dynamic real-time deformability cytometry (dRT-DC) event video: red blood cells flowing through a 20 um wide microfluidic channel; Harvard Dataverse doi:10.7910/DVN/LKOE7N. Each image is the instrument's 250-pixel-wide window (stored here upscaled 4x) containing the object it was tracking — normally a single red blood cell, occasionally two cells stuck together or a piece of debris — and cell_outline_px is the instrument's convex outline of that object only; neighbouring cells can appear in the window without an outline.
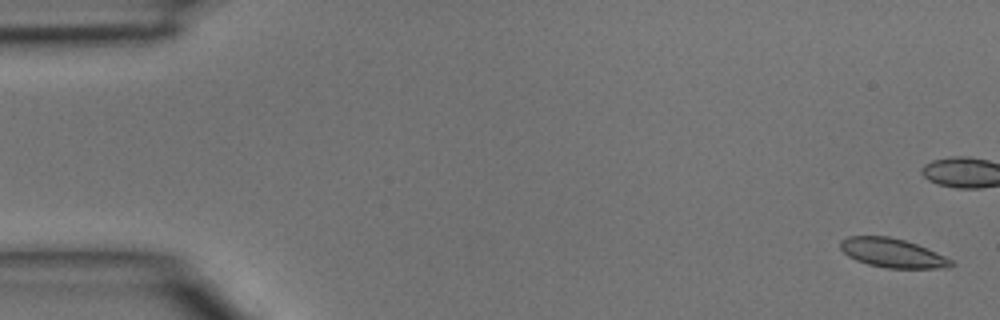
{"species": "common noctule bat (a hibernating species)", "species_latin": "Nyctalus noctula", "temperature_condition": "room temperature", "stored_images_in_passage": 6, "camera_frame_rate_fps": 3000, "um_per_image_px": 0.085, "animal": {"sex": "male", "body_mass_g": 15.6}, "frame": {"image": 1, "passage_image": 1, "time_ms": 0.0, "image_size_px": [1000, 320], "cell_outline_px": [[956, 264], [952, 268], [888, 268], [868, 264], [856, 260], [848, 256], [840, 248], [840, 240], [848, 236], [888, 236], [904, 240], [916, 244], [936, 252], [952, 260]], "centroid_in_image_um": [75.87, 21.51], "position_along_channel_um": 9.1, "area_um2": 18.79}}
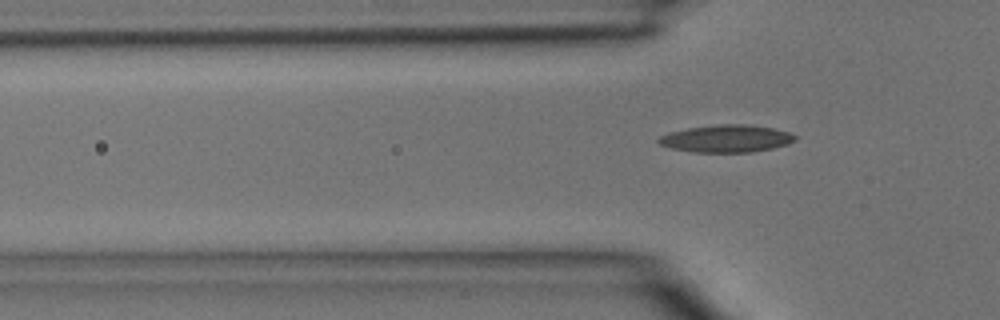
{"frame": {"image": 2, "passage_image": 6, "time_ms": 1.667, "image_size_px": [1000, 320], "cell_outline_px": [[796, 140], [788, 144], [772, 148], [752, 152], [692, 152], [672, 148], [660, 144], [656, 140], [660, 136], [668, 132], [688, 128], [720, 124], [744, 124], [772, 128], [788, 132], [796, 136]], "centroid_in_image_um": [61.73, 11.78], "position_along_channel_um": 64.1, "area_um2": 21.68}}